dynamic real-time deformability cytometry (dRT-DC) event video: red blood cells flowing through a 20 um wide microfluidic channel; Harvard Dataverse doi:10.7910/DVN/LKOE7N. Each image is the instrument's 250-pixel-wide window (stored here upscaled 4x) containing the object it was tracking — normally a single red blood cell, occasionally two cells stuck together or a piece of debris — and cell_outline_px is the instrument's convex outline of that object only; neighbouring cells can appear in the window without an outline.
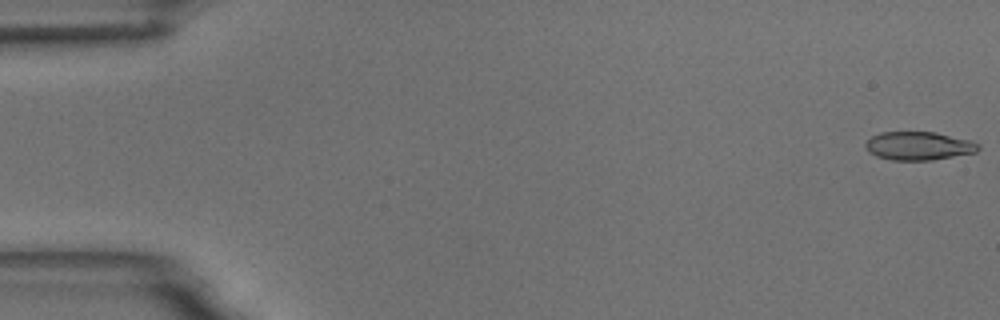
{"species": "common noctule bat (a hibernating species)", "species_latin": "Nyctalus noctula", "temperature_condition": "room temperature", "stored_images_in_passage": 55, "camera_frame_rate_fps": 3000, "um_per_image_px": 0.085, "animal": {"sex": "male", "body_mass_g": 18.8}, "frame": {"image": 1, "passage_image": 1, "time_ms": 0.0, "image_size_px": [1000, 320], "cell_outline_px": [[980, 148], [976, 152], [932, 160], [892, 160], [876, 156], [868, 152], [864, 144], [872, 136], [880, 132], [936, 132], [972, 140], [980, 144]], "centroid_in_image_um": [78.1, 12.39], "position_along_channel_um": 6.9, "area_um2": 18.79}}
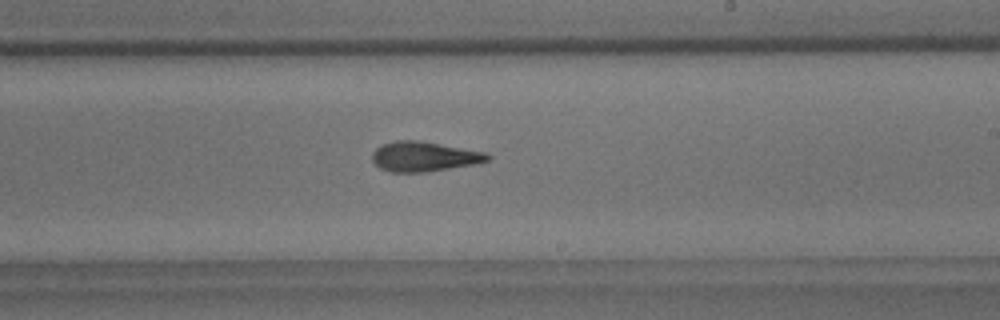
{"frame": {"image": 2, "passage_image": 33, "time_ms": 10.667, "image_size_px": [1000, 320], "cell_outline_px": [[492, 156], [488, 160], [476, 164], [428, 172], [392, 172], [380, 168], [372, 160], [372, 152], [376, 148], [384, 144], [396, 140], [416, 140], [488, 152]], "centroid_in_image_um": [36.08, 13.31], "position_along_channel_um": 252.9, "area_um2": 20.11}}
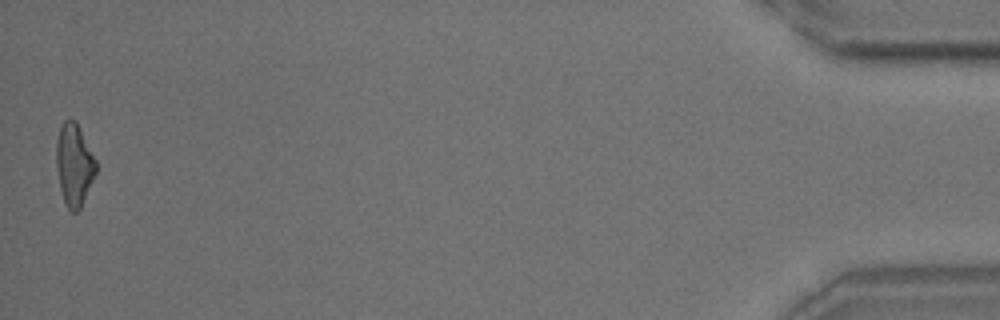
{"frame": {"image": 3, "passage_image": 55, "time_ms": 18.0, "image_size_px": [1000, 320], "cell_outline_px": [[96, 172], [80, 208], [76, 212], [72, 212], [64, 204], [60, 188], [56, 164], [56, 140], [60, 128], [64, 120], [76, 120], [96, 160]], "centroid_in_image_um": [6.29, 13.99], "position_along_channel_um": 428.9, "area_um2": 18.84}, "authors_computed_cell_mechanics": {"area_um2": 19.652, "velocity_mm_per_s": 3.6665, "shape_relaxation_time_tau1_ms": null, "shape_relaxation_time_tau2_ms": 3.0604, "deformation_change_tau1": null, "deformation_change_tau2": 0.1233}}